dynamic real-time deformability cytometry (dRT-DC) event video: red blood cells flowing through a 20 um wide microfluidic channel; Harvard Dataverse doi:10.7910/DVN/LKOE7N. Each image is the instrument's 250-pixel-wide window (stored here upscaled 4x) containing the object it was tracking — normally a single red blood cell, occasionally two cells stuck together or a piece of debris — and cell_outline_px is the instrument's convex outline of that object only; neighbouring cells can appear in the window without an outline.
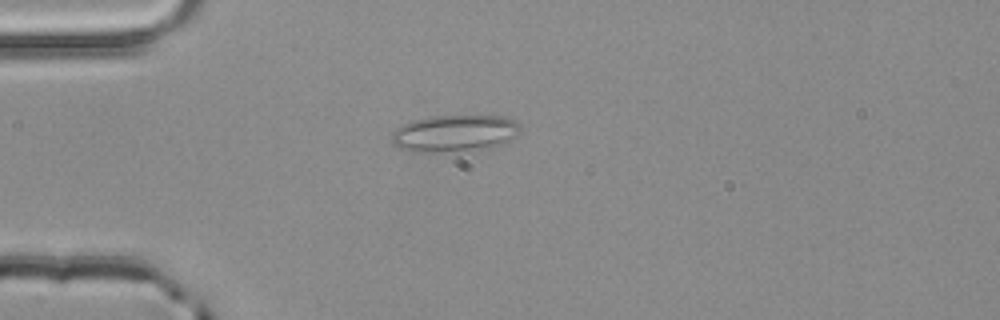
{"species": "common noctule bat (a hibernating species)", "species_latin": "Nyctalus noctula", "temperature_condition": "room temperature", "stored_images_in_passage": 1, "camera_frame_rate_fps": 3000, "um_per_image_px": 0.085, "animal": {"sex": "male", "body_mass_g": 20.4}, "frame": {"image": 1, "passage_image": 1, "time_ms": 0.0, "image_size_px": [1000, 320], "cell_outline_px": [[520, 132], [516, 136], [492, 148], [432, 152], [408, 152], [392, 144], [392, 132], [396, 128], [412, 120], [428, 116], [500, 116], [512, 120], [520, 124]], "centroid_in_image_um": [38.6, 11.33], "position_along_channel_um": 46.4, "area_um2": 27.63}}